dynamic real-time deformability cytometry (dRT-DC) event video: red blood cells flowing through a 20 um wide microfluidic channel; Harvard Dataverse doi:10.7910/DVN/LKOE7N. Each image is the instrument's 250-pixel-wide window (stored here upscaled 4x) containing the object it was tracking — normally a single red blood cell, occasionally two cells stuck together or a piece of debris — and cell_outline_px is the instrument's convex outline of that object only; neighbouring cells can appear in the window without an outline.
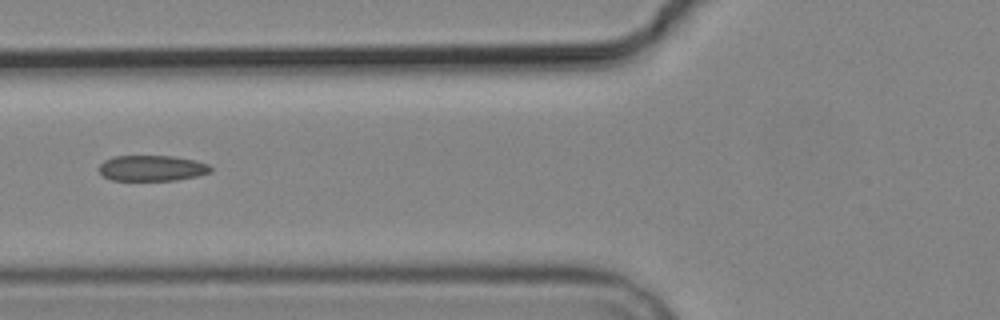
{"species": "common noctule bat (a hibernating species)", "species_latin": "Nyctalus noctula", "temperature_condition": "cold", "stored_images_in_passage": 9, "camera_frame_rate_fps": 3000, "um_per_image_px": 0.085, "animal": {"sex": "male", "body_mass_g": 19.2, "forearm_length_mm": 51.8}, "frame": {"image": 1, "passage_image": 6, "time_ms": 7.333, "image_size_px": [1000, 320], "cell_outline_px": [[212, 172], [196, 176], [176, 180], [112, 180], [104, 176], [100, 172], [100, 164], [104, 160], [112, 156], [172, 156], [192, 160], [208, 164], [212, 168]], "centroid_in_image_um": [12.91, 14.29], "position_along_channel_um": 112.9, "area_um2": 16.59}}
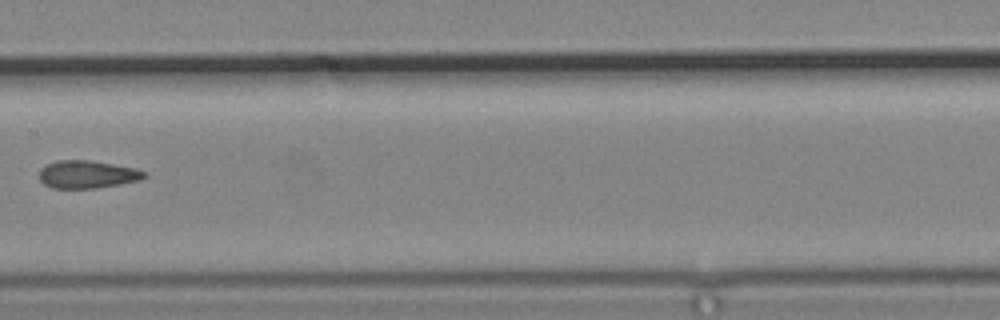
{"frame": {"image": 2, "passage_image": 8, "time_ms": 9.667, "image_size_px": [1000, 320], "cell_outline_px": [[148, 176], [140, 180], [96, 188], [52, 188], [44, 184], [40, 180], [40, 168], [56, 160], [88, 160], [136, 168], [144, 172]], "centroid_in_image_um": [7.41, 14.82], "position_along_channel_um": 200.0, "area_um2": 16.88}}
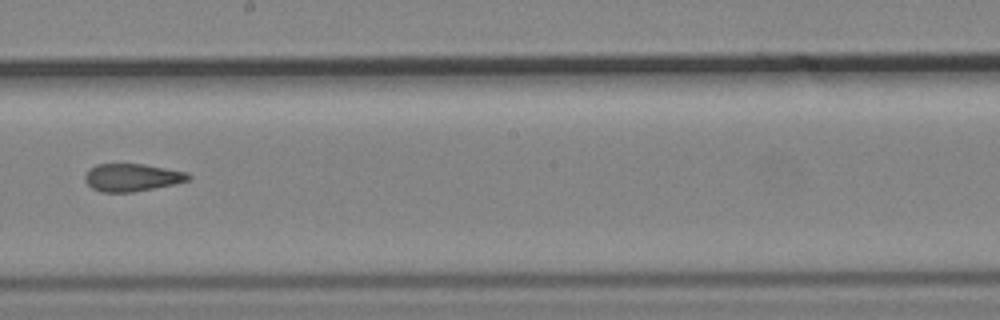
{"frame": {"image": 3, "passage_image": 9, "time_ms": 10.667, "image_size_px": [1000, 320], "cell_outline_px": [[192, 176], [188, 180], [172, 184], [132, 192], [100, 192], [92, 188], [84, 180], [84, 176], [88, 168], [96, 164], [144, 164], [188, 172]], "centroid_in_image_um": [11.18, 15.07], "position_along_channel_um": 237.0, "area_um2": 16.65}}